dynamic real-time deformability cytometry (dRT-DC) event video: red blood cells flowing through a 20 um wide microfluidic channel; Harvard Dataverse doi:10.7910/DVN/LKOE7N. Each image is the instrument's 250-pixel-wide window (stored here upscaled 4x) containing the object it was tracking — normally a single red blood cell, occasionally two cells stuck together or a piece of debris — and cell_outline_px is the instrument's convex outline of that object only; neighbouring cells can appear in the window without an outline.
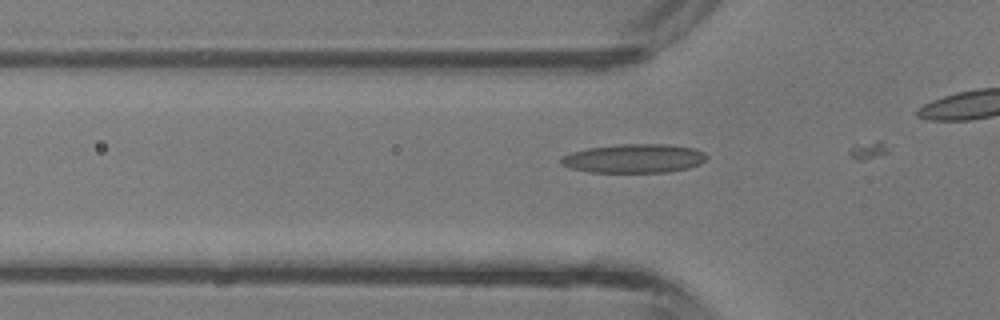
{"species": "common noctule bat (a hibernating species)", "species_latin": "Nyctalus noctula", "temperature_condition": "room temperature", "stored_images_in_passage": 5, "camera_frame_rate_fps": 3000, "um_per_image_px": 0.085, "animal": {"sex": "male", "body_mass_g": 13.3}, "frame": {"image": 1, "passage_image": 4, "time_ms": 1.0, "image_size_px": [1000, 320], "cell_outline_px": [[708, 156], [700, 164], [688, 168], [668, 172], [592, 172], [572, 168], [560, 164], [560, 156], [572, 152], [588, 148], [620, 144], [668, 144], [696, 148], [704, 152]], "centroid_in_image_um": [53.91, 13.46], "position_along_channel_um": 71.9, "area_um2": 24.57}}